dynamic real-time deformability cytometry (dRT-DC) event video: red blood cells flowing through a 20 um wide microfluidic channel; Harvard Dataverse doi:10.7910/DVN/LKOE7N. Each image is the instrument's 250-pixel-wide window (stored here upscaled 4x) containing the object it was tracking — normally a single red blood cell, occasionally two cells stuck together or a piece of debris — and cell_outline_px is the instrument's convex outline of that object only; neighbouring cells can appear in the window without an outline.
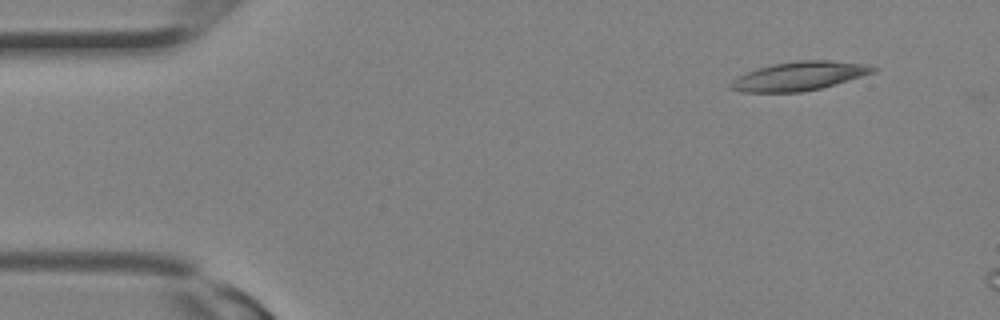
{"species": "Egyptian fruit bat (a non-hibernating species)", "species_latin": "Rousettus aegyptiacus", "temperature_condition": "room temperature", "stored_images_in_passage": 5, "camera_frame_rate_fps": 3000, "um_per_image_px": 0.085, "animal": {"sex": "female"}, "frame": {"image": 1, "passage_image": 1, "time_ms": 0.0, "image_size_px": [1000, 320], "cell_outline_px": [[876, 68], [872, 72], [860, 76], [820, 88], [800, 92], [744, 92], [728, 88], [728, 84], [732, 80], [748, 72], [772, 64], [800, 60], [828, 60], [868, 64]], "centroid_in_image_um": [67.88, 6.46], "position_along_channel_um": 17.1, "area_um2": 23.41}}